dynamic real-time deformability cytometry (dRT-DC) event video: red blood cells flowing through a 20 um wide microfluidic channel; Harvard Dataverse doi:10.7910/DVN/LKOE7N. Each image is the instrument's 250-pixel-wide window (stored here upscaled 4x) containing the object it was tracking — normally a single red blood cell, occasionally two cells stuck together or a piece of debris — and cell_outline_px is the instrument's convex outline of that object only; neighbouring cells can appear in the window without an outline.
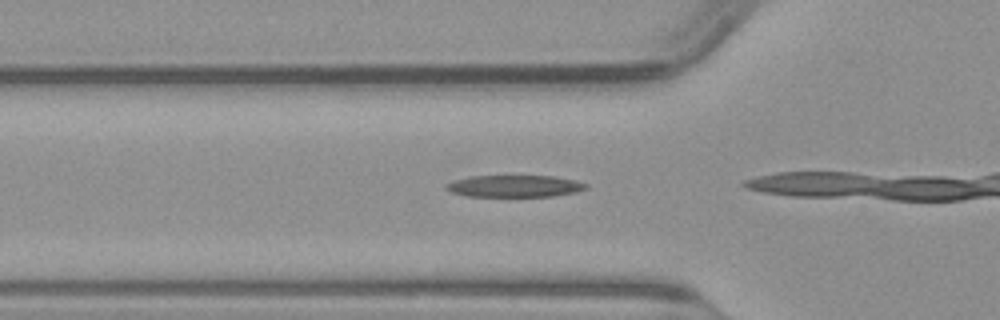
{"species": "common noctule bat (a hibernating species)", "species_latin": "Nyctalus noctula", "temperature_condition": "warm", "stored_images_in_passage": 7, "camera_frame_rate_fps": 3000, "um_per_image_px": 0.085, "animal": {"sex": "male", "body_mass_g": 23.1, "forearm_length_mm": 52.7}, "frame": {"image": 1, "passage_image": 3, "time_ms": 0.667, "image_size_px": [1000, 320], "cell_outline_px": [[588, 188], [576, 192], [552, 196], [468, 196], [452, 192], [444, 188], [444, 184], [468, 176], [552, 176], [576, 180], [588, 184]], "centroid_in_image_um": [43.75, 15.81], "position_along_channel_um": 82.1, "area_um2": 17.8}}